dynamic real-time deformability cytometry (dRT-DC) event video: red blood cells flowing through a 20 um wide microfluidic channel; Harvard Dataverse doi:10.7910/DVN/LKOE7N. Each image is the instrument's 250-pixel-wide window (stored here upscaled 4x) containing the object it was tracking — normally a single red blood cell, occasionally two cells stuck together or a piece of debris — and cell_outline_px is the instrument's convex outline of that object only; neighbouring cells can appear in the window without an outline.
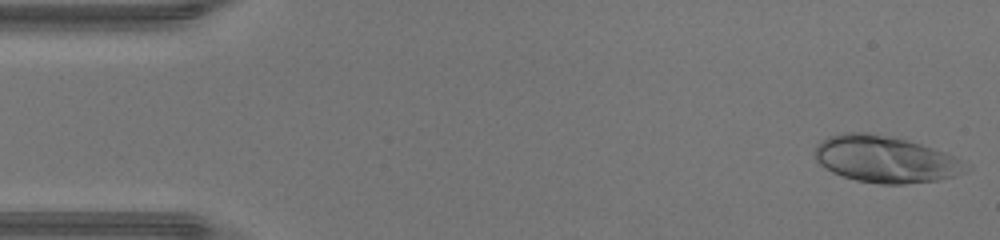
{"species": "human", "species_latin": "Homo sapiens", "temperature_condition": "warm", "stored_images_in_passage": 9, "camera_frame_rate_fps": 3000, "um_per_image_px": 0.085, "donor": {"sex": "male"}, "frame": {"image": 1, "passage_image": 1, "time_ms": 0.0, "image_size_px": [1000, 240], "cell_outline_px": [[972, 168], [956, 176], [936, 180], [904, 184], [880, 184], [856, 180], [832, 172], [824, 168], [816, 160], [812, 152], [816, 144], [828, 136], [844, 132], [868, 132], [888, 136], [920, 144], [956, 156]], "centroid_in_image_um": [75.23, 13.54], "position_along_channel_um": 9.8, "area_um2": 41.21}}